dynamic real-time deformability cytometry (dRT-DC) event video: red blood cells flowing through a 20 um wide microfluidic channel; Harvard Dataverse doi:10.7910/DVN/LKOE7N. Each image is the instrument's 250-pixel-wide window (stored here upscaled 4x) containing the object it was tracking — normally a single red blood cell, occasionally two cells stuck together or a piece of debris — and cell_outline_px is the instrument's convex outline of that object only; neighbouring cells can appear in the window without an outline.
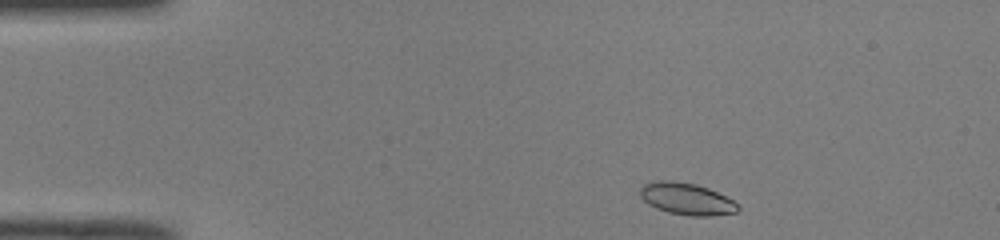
{"species": "common noctule bat (a hibernating species)", "species_latin": "Nyctalus noctula", "temperature_condition": "room temperature", "stored_images_in_passage": 43, "camera_frame_rate_fps": 3000, "um_per_image_px": 0.085, "animal": {"sex": "male", "body_mass_g": 19.0, "forearm_length_mm": 50.8}, "frame": {"image": 1, "passage_image": 1, "time_ms": 0.0, "image_size_px": [1000, 240], "cell_outline_px": [[740, 208], [736, 212], [712, 216], [688, 216], [668, 212], [656, 208], [648, 204], [640, 196], [640, 188], [644, 184], [652, 180], [672, 180], [696, 184], [708, 188], [732, 200]], "centroid_in_image_um": [58.32, 16.9], "position_along_channel_um": 26.7, "area_um2": 18.21}}
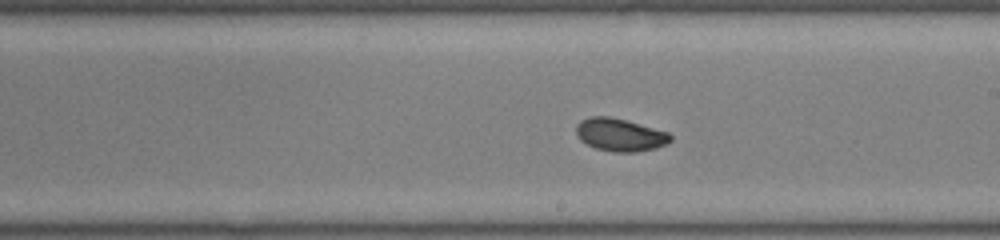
{"frame": {"image": 2, "passage_image": 22, "time_ms": 7.0, "image_size_px": [1000, 240], "cell_outline_px": [[672, 140], [656, 148], [636, 152], [612, 152], [596, 148], [580, 140], [576, 136], [576, 124], [580, 120], [588, 116], [608, 116], [624, 120], [668, 132], [672, 136]], "centroid_in_image_um": [52.66, 11.46], "position_along_channel_um": 236.3, "area_um2": 17.98}}
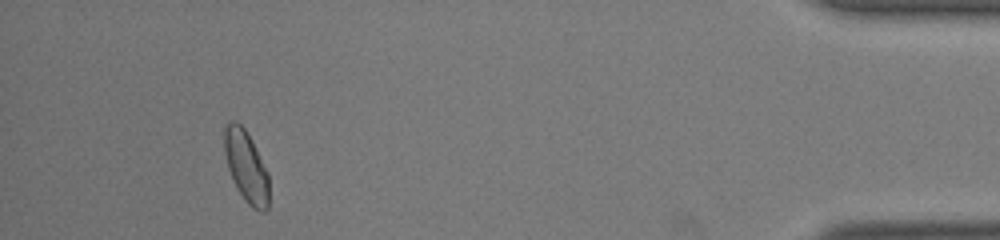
{"frame": {"image": 3, "passage_image": 40, "time_ms": 13.0, "image_size_px": [1000, 240], "cell_outline_px": [[268, 208], [264, 212], [260, 212], [252, 208], [244, 200], [228, 168], [224, 152], [224, 128], [232, 120], [236, 120], [244, 128], [252, 140], [268, 172]], "centroid_in_image_um": [20.93, 14.14], "position_along_channel_um": 414.3, "area_um2": 18.44}, "authors_computed_cell_mechanics": {"area_um2": 17.8602, "velocity_mm_per_s": 3.9911, "shape_relaxation_time_tau1_ms": 5.238, "shape_relaxation_time_tau2_ms": 1.1613, "deformation_change_tau1": 0.1328, "deformation_change_tau2": 0.0456}}